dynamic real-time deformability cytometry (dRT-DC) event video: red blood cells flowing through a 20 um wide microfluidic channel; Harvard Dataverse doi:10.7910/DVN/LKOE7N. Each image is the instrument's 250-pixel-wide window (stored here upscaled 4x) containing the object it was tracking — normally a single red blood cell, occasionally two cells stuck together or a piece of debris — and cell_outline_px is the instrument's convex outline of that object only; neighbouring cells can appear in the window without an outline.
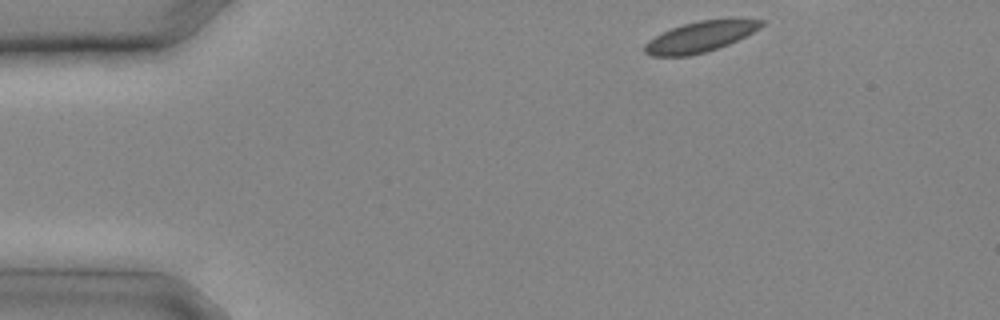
{"species": "common noctule bat (a hibernating species)", "species_latin": "Nyctalus noctula", "temperature_condition": "cold", "stored_images_in_passage": 11, "segment_of_instrument_passage": [1, 2], "camera_frame_rate_fps": 3000, "um_per_image_px": 0.085, "animal": {"sex": "male", "body_mass_g": 20.4}, "frame": {"image": 1, "passage_image": 1, "time_ms": 0.0, "image_size_px": [1000, 320], "cell_outline_px": [[764, 24], [760, 28], [728, 44], [704, 52], [688, 56], [652, 56], [644, 52], [644, 44], [648, 40], [672, 28], [684, 24], [700, 20], [764, 20]], "centroid_in_image_um": [59.45, 3.15], "position_along_channel_um": 25.5, "area_um2": 20.17}}
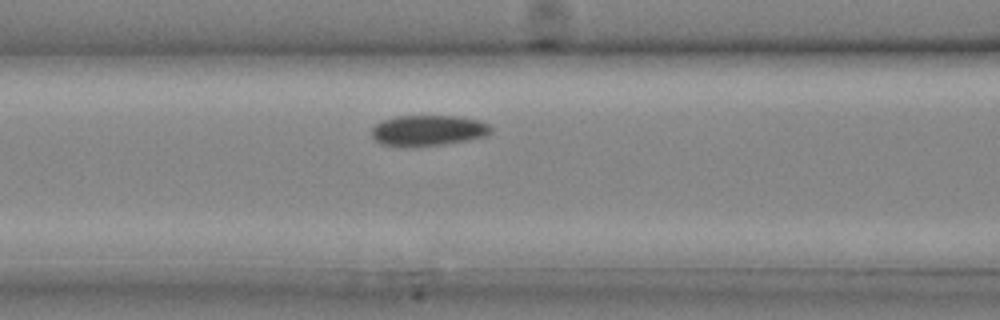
{"frame": {"image": 2, "passage_image": 8, "time_ms": 2.333, "image_size_px": [1000, 320], "cell_outline_px": [[492, 132], [484, 136], [448, 144], [420, 148], [404, 148], [384, 144], [376, 140], [372, 136], [372, 128], [376, 124], [384, 120], [396, 116], [460, 116], [480, 120], [488, 124], [492, 128]], "centroid_in_image_um": [36.4, 11.11], "position_along_channel_um": 130.2, "area_um2": 21.79}}
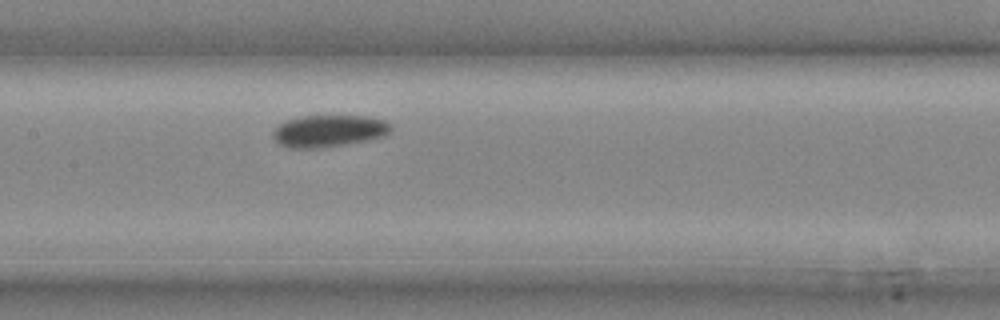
{"frame": {"image": 3, "passage_image": 10, "time_ms": 3.0, "image_size_px": [1000, 320], "cell_outline_px": [[392, 132], [384, 136], [368, 140], [344, 144], [316, 148], [288, 148], [272, 140], [272, 132], [280, 124], [288, 120], [304, 116], [368, 116], [384, 120], [392, 124]], "centroid_in_image_um": [27.97, 11.13], "position_along_channel_um": 179.4, "area_um2": 22.02}}